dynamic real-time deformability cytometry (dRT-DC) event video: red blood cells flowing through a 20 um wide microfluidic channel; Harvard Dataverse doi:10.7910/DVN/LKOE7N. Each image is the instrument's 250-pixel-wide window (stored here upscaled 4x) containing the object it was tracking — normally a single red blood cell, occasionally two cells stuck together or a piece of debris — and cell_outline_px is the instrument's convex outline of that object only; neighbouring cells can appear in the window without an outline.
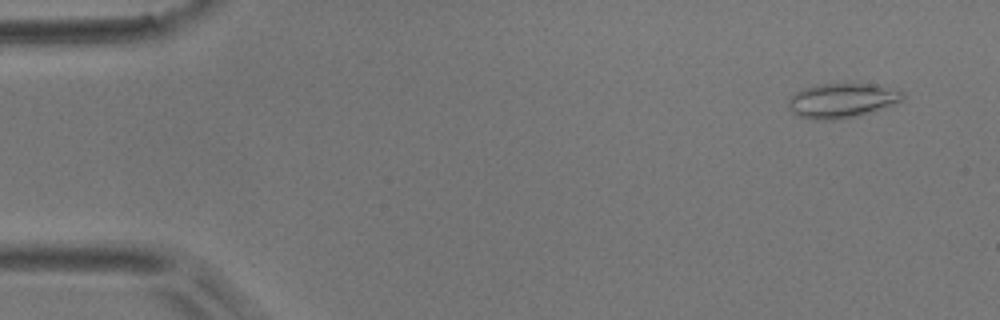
{"species": "common noctule bat (a hibernating species)", "species_latin": "Nyctalus noctula", "temperature_condition": "room temperature", "stored_images_in_passage": 47, "camera_frame_rate_fps": 3000, "um_per_image_px": 0.085, "animal": {"sex": "male", "body_mass_g": 17.9}, "frame": {"image": 1, "passage_image": 3, "time_ms": 0.667, "image_size_px": [1000, 320], "cell_outline_px": [[904, 96], [900, 100], [892, 104], [856, 116], [832, 120], [808, 120], [796, 116], [788, 108], [788, 100], [796, 92], [804, 88], [824, 84], [872, 84], [900, 88], [904, 92]], "centroid_in_image_um": [71.54, 8.55], "position_along_channel_um": 13.5, "area_um2": 23.0}}
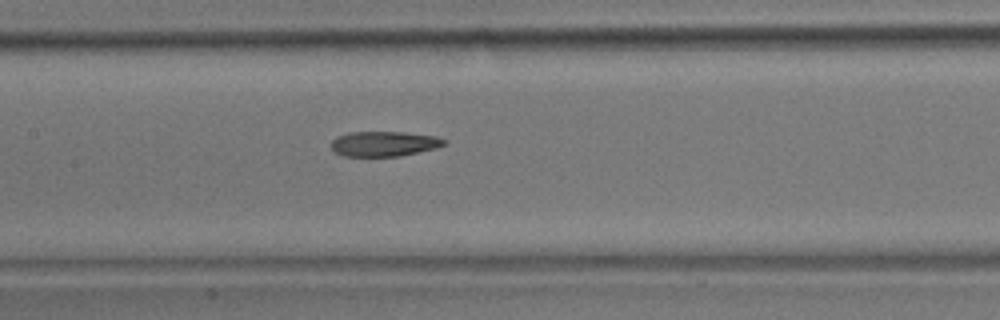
{"frame": {"image": 2, "passage_image": 25, "time_ms": 8.0, "image_size_px": [1000, 320], "cell_outline_px": [[448, 144], [436, 148], [400, 156], [344, 156], [332, 152], [332, 140], [336, 136], [348, 132], [404, 132], [436, 136], [448, 140]], "centroid_in_image_um": [32.66, 12.22], "position_along_channel_um": 174.7, "area_um2": 16.7}}
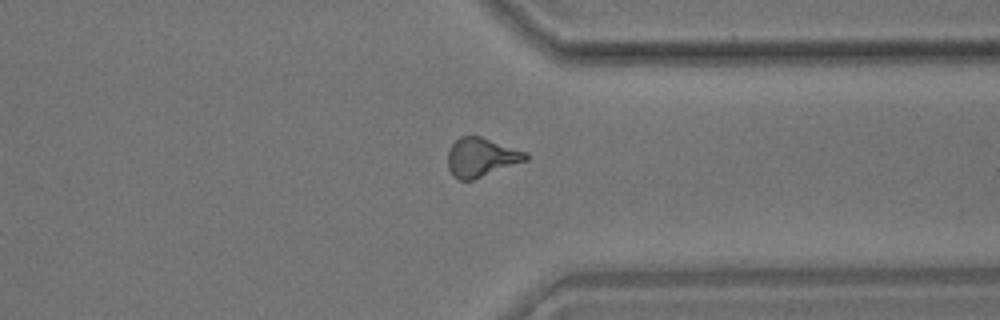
{"frame": {"image": 3, "passage_image": 41, "time_ms": 13.333, "image_size_px": [1000, 320], "cell_outline_px": [[528, 160], [472, 180], [460, 180], [452, 176], [448, 168], [448, 152], [452, 144], [460, 136], [480, 136], [528, 152]], "centroid_in_image_um": [40.91, 13.37], "position_along_channel_um": 370.5, "area_um2": 17.69}, "authors_computed_cell_mechanics": {"area_um2": 17.7446, "velocity_mm_per_s": 3.71, "shape_relaxation_time_tau1_ms": 7.127, "shape_relaxation_time_tau2_ms": 4.8407, "deformation_change_tau1": 0.1869, "deformation_change_tau2": 0.1536}}